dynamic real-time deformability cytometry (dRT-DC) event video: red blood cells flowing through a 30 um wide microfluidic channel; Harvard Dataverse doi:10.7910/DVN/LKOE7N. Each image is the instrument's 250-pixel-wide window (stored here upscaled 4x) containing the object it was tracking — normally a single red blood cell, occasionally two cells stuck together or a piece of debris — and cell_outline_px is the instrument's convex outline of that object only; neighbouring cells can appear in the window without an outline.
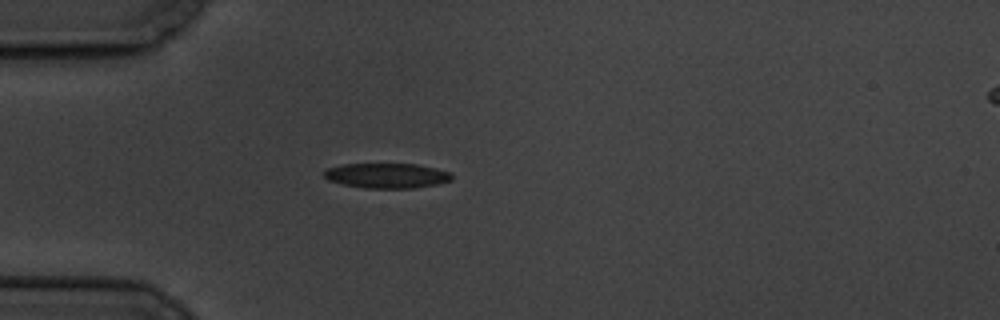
{"species": "common noctule bat (a hibernating species)", "species_latin": "Nyctalus noctula", "temperature_condition": "cold", "stored_images_in_passage": 5, "segment_of_instrument_passage": [1, 2], "camera_frame_rate_fps": 3000, "um_per_image_px": 0.085, "animal": {"sex": "male", "body_mass_g": 19.5, "forearm_length_mm": 54.6}, "frame": {"image": 1, "passage_image": 4, "time_ms": 3.667, "image_size_px": [1000, 320], "cell_outline_px": [[452, 180], [440, 184], [412, 188], [364, 188], [344, 184], [328, 180], [324, 176], [324, 172], [328, 168], [344, 164], [416, 164], [436, 168], [452, 172]], "centroid_in_image_um": [32.93, 14.93], "position_along_channel_um": 52.1, "area_um2": 18.61}}